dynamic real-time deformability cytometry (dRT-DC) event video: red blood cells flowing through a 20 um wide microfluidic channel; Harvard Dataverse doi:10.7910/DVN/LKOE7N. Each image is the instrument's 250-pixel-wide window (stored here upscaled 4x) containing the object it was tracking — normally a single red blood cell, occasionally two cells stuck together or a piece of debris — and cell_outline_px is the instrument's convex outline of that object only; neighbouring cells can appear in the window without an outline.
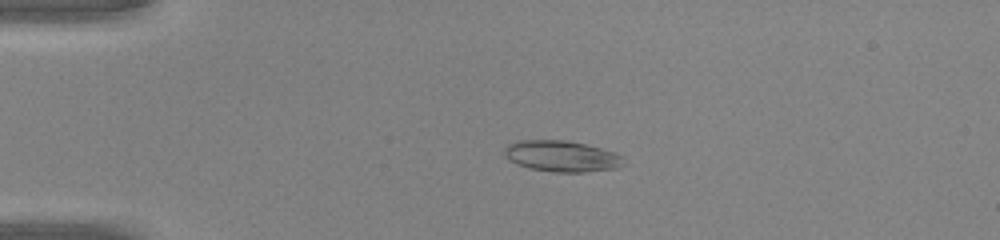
{"species": "common noctule bat (a hibernating species)", "species_latin": "Nyctalus noctula", "temperature_condition": "warm", "stored_images_in_passage": 43, "camera_frame_rate_fps": 3000, "um_per_image_px": 0.085, "animal": {"sex": "male", "body_mass_g": 20.0, "forearm_length_mm": 53.3}, "frame": {"image": 1, "passage_image": 8, "time_ms": 2.333, "image_size_px": [1000, 240], "cell_outline_px": [[624, 164], [616, 168], [584, 172], [552, 172], [528, 168], [516, 164], [504, 156], [504, 148], [508, 144], [520, 140], [568, 140], [616, 152], [624, 156]], "centroid_in_image_um": [47.74, 13.27], "position_along_channel_um": 37.3, "area_um2": 21.79}}
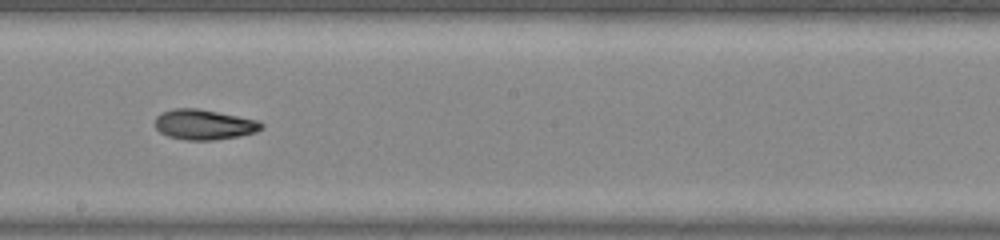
{"frame": {"image": 2, "passage_image": 24, "time_ms": 7.667, "image_size_px": [1000, 240], "cell_outline_px": [[264, 128], [256, 132], [240, 136], [212, 140], [184, 140], [168, 136], [160, 132], [156, 128], [156, 116], [160, 112], [172, 108], [196, 108], [260, 120], [264, 124]], "centroid_in_image_um": [17.36, 10.58], "position_along_channel_um": 230.8, "area_um2": 18.9}}
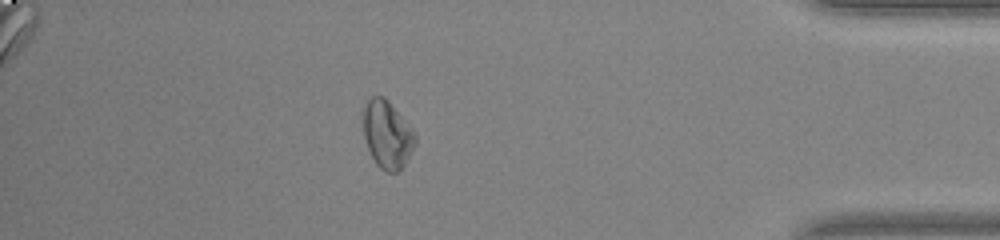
{"frame": {"image": 3, "passage_image": 38, "time_ms": 12.333, "image_size_px": [1000, 240], "cell_outline_px": [[416, 144], [412, 152], [404, 164], [396, 172], [388, 172], [380, 168], [376, 164], [368, 148], [364, 136], [360, 112], [364, 104], [372, 96], [384, 96], [388, 100], [412, 128], [416, 136]], "centroid_in_image_um": [32.88, 11.39], "position_along_channel_um": 402.3, "area_um2": 20.75}}